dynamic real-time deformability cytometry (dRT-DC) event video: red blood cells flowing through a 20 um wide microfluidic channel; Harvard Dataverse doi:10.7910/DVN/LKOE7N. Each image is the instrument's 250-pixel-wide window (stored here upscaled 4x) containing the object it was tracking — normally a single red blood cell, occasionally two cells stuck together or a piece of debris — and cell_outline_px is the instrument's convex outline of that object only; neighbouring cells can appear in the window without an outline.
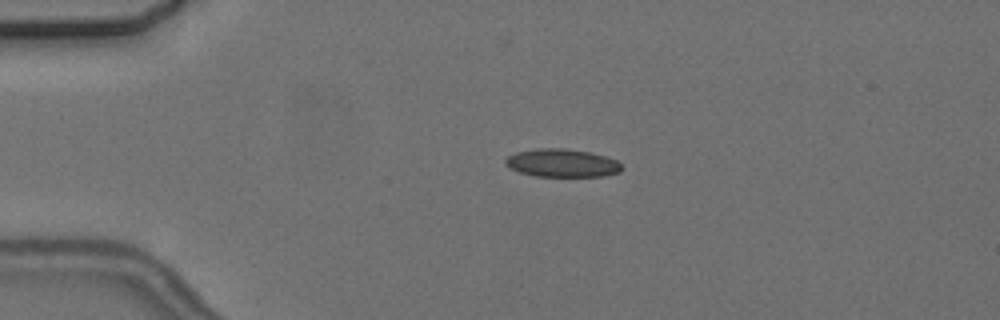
{"species": "common noctule bat (a hibernating species)", "species_latin": "Nyctalus noctula", "temperature_condition": "cold", "stored_images_in_passage": 2, "camera_frame_rate_fps": 3000, "um_per_image_px": 0.085, "animal": {"sex": "female", "body_mass_g": 24.6, "forearm_length_mm": 56.2}, "frame": {"image": 1, "passage_image": 1, "time_ms": 0.0, "image_size_px": [1000, 320], "cell_outline_px": [[624, 168], [620, 172], [604, 176], [536, 176], [520, 172], [504, 164], [504, 160], [508, 156], [516, 152], [536, 148], [564, 148], [588, 152], [604, 156], [616, 160]], "centroid_in_image_um": [47.77, 13.85], "position_along_channel_um": 37.2, "area_um2": 18.96}}